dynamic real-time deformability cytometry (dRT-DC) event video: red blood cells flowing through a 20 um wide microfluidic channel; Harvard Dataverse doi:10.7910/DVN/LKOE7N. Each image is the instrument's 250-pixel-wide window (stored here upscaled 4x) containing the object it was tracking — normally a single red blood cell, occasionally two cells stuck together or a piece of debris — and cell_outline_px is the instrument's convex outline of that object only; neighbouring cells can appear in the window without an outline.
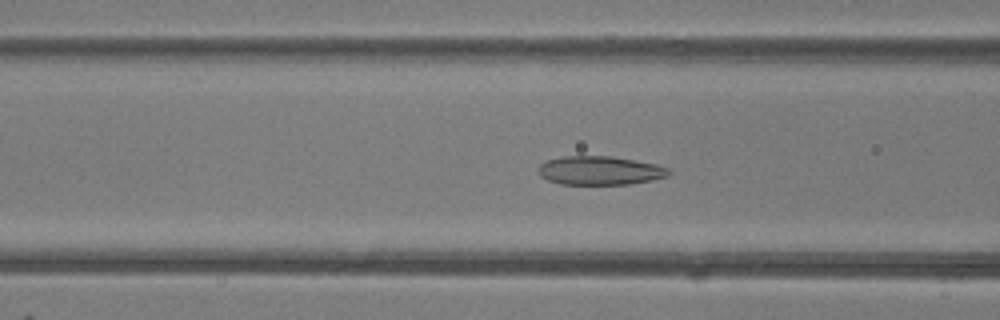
{"species": "common noctule bat (a hibernating species)", "species_latin": "Nyctalus noctula", "temperature_condition": "room temperature", "stored_images_in_passage": 50, "camera_frame_rate_fps": 3000, "um_per_image_px": 0.085, "animal": {"sex": "female"}, "frame": {"image": 1, "passage_image": 19, "time_ms": 6.0, "image_size_px": [1000, 320], "cell_outline_px": [[672, 172], [668, 176], [652, 180], [628, 184], [560, 184], [548, 180], [540, 176], [536, 168], [540, 164], [548, 160], [564, 156], [612, 156], [656, 164], [668, 168]], "centroid_in_image_um": [50.98, 14.49], "position_along_channel_um": 115.6, "area_um2": 21.91}}
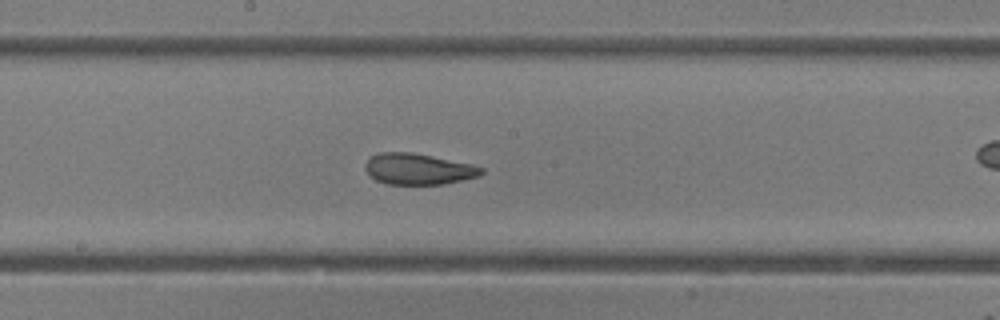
{"frame": {"image": 2, "passage_image": 26, "time_ms": 8.333, "image_size_px": [1000, 320], "cell_outline_px": [[484, 172], [480, 176], [444, 184], [388, 184], [376, 180], [364, 168], [364, 164], [368, 156], [380, 152], [412, 152], [472, 164], [484, 168]], "centroid_in_image_um": [35.54, 14.36], "position_along_channel_um": 212.7, "area_um2": 21.15}}
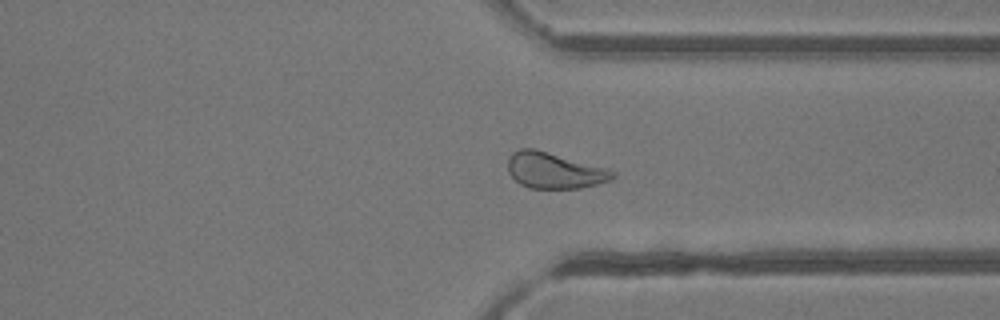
{"frame": {"image": 3, "passage_image": 37, "time_ms": 12.0, "image_size_px": [1000, 320], "cell_outline_px": [[616, 176], [612, 180], [580, 188], [528, 188], [520, 184], [508, 172], [508, 156], [512, 152], [520, 148], [536, 148], [608, 168], [616, 172]], "centroid_in_image_um": [47.13, 14.47], "position_along_channel_um": 364.3, "area_um2": 22.25}, "authors_computed_cell_mechanics": {"area_um2": 23.7269, "velocity_mm_per_s": 4.1445, "shape_relaxation_time_tau1_ms": 10.3998, "shape_relaxation_time_tau2_ms": 1.7261, "deformation_change_tau1": 0.2173, "deformation_change_tau2": 0.0732}}